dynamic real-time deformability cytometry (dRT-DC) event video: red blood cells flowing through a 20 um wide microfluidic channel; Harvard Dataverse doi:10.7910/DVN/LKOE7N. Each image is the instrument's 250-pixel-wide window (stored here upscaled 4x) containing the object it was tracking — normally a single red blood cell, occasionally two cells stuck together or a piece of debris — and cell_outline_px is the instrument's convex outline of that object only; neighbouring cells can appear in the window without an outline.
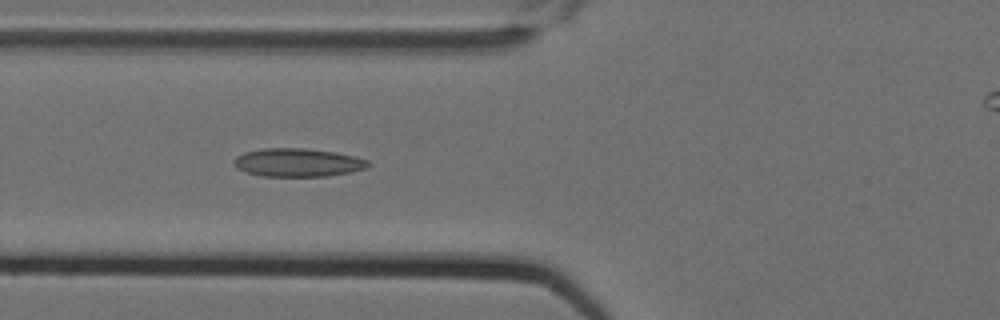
{"species": "Egyptian fruit bat (a non-hibernating species)", "species_latin": "Rousettus aegyptiacus", "temperature_condition": "cold", "stored_images_in_passage": 7, "camera_frame_rate_fps": 3000, "um_per_image_px": 0.085, "animal": {"sex": "female"}, "frame": {"image": 1, "passage_image": 6, "time_ms": 1.667, "image_size_px": [1000, 320], "cell_outline_px": [[372, 164], [368, 168], [352, 172], [328, 176], [260, 176], [244, 172], [236, 168], [232, 164], [232, 160], [236, 156], [244, 152], [264, 148], [304, 148], [336, 152], [356, 156], [368, 160]], "centroid_in_image_um": [25.31, 13.82], "position_along_channel_um": 100.5, "area_um2": 22.6}}
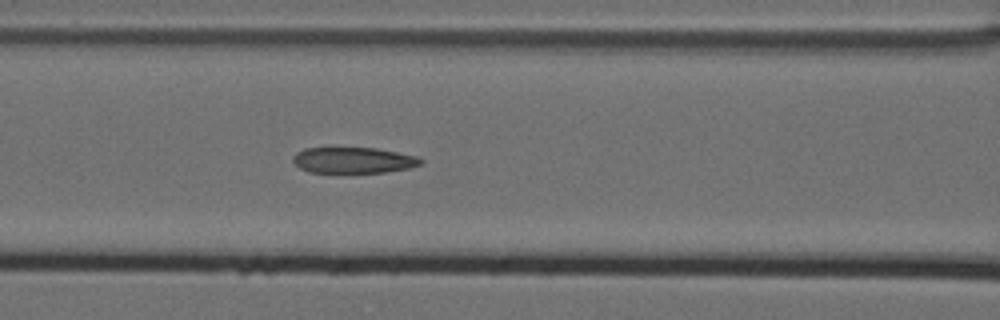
{"frame": {"image": 2, "passage_image": 7, "time_ms": 2.0, "image_size_px": [1000, 320], "cell_outline_px": [[424, 160], [420, 164], [408, 168], [384, 172], [308, 172], [300, 168], [292, 160], [292, 156], [296, 152], [304, 148], [376, 148], [416, 156]], "centroid_in_image_um": [30.0, 13.61], "position_along_channel_um": 136.6, "area_um2": 19.13}}